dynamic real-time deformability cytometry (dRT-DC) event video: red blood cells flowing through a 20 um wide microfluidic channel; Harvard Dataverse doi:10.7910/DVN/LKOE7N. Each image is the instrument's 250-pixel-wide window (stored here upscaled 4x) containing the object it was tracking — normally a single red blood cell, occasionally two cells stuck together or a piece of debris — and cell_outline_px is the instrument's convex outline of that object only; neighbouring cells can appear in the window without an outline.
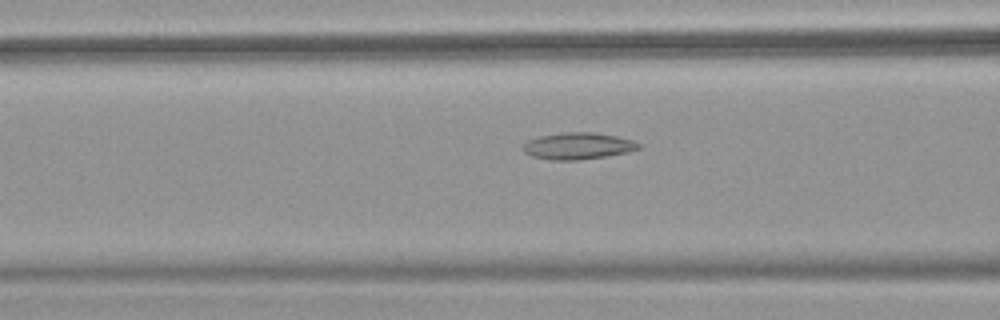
{"species": "common noctule bat (a hibernating species)", "species_latin": "Nyctalus noctula", "temperature_condition": "warm", "stored_images_in_passage": 52, "camera_frame_rate_fps": 3000, "um_per_image_px": 0.085, "animal": {"sex": "female", "body_mass_g": 18.4}, "frame": {"image": 1, "passage_image": 21, "time_ms": 6.667, "image_size_px": [1000, 320], "cell_outline_px": [[644, 148], [628, 152], [580, 160], [548, 160], [532, 156], [524, 152], [520, 148], [528, 140], [540, 136], [564, 132], [592, 132], [616, 136], [632, 140], [644, 144]], "centroid_in_image_um": [49.15, 12.41], "position_along_channel_um": 117.4, "area_um2": 18.21}}
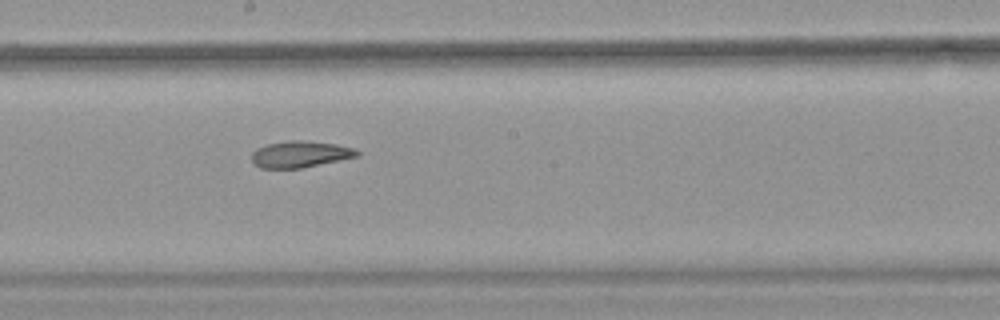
{"frame": {"image": 2, "passage_image": 29, "time_ms": 9.333, "image_size_px": [1000, 320], "cell_outline_px": [[360, 156], [300, 168], [260, 168], [252, 160], [252, 152], [256, 148], [268, 144], [288, 140], [304, 140], [336, 144], [356, 148], [360, 152]], "centroid_in_image_um": [25.55, 13.1], "position_along_channel_um": 222.7, "area_um2": 16.3}}
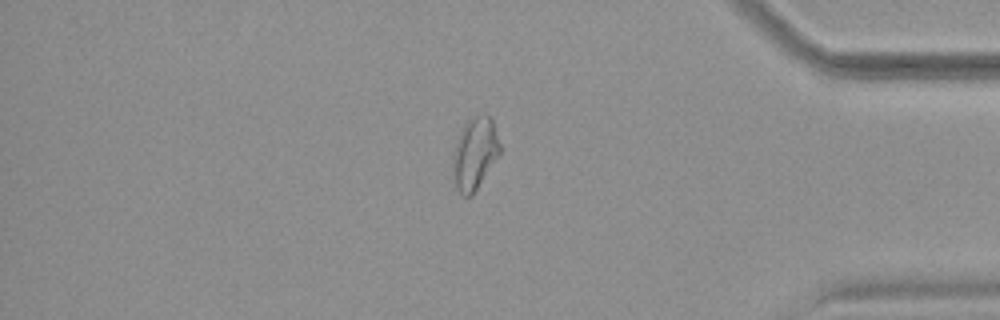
{"frame": {"image": 3, "passage_image": 44, "time_ms": 14.333, "image_size_px": [1000, 320], "cell_outline_px": [[500, 152], [472, 196], [464, 196], [456, 188], [452, 168], [452, 156], [456, 140], [464, 124], [468, 120], [476, 116], [488, 116], [492, 120], [500, 144]], "centroid_in_image_um": [40.32, 13.06], "position_along_channel_um": 394.9, "area_um2": 19.42}, "authors_computed_cell_mechanics": {"area_um2": 19.5364, "velocity_mm_per_s": 3.9622, "shape_relaxation_time_tau1_ms": null, "shape_relaxation_time_tau2_ms": 4.2025, "deformation_change_tau1": null, "deformation_change_tau2": 0.1216}}